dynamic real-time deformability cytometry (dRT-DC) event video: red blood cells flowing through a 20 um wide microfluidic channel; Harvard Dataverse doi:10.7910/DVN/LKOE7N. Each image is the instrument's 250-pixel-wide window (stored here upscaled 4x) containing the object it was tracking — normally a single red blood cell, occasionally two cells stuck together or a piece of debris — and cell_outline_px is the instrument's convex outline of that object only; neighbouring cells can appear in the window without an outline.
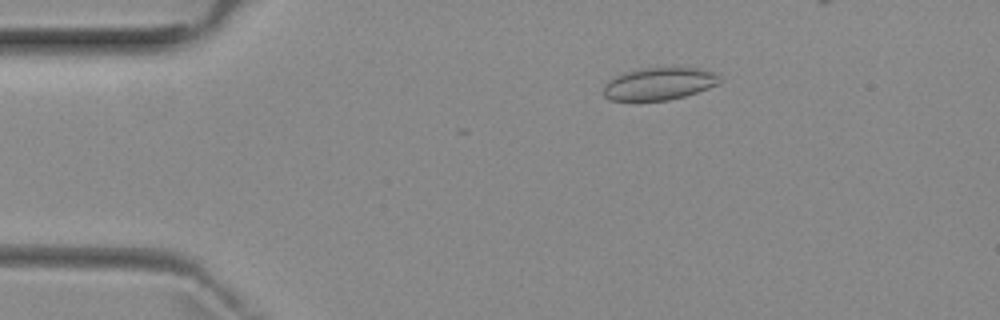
{"species": "common noctule bat (a hibernating species)", "species_latin": "Nyctalus noctula", "temperature_condition": "room temperature", "stored_images_in_passage": 8, "camera_frame_rate_fps": 3000, "um_per_image_px": 0.085, "animal": {"sex": "female", "body_mass_g": 29.2, "forearm_length_mm": 56.3}, "frame": {"image": 1, "passage_image": 3, "time_ms": 2.333, "image_size_px": [1000, 320], "cell_outline_px": [[720, 80], [716, 84], [708, 88], [684, 96], [668, 100], [608, 100], [604, 96], [604, 84], [608, 80], [624, 72], [644, 68], [700, 68], [712, 72], [720, 76]], "centroid_in_image_um": [55.99, 7.12], "position_along_channel_um": 29.0, "area_um2": 21.68}}
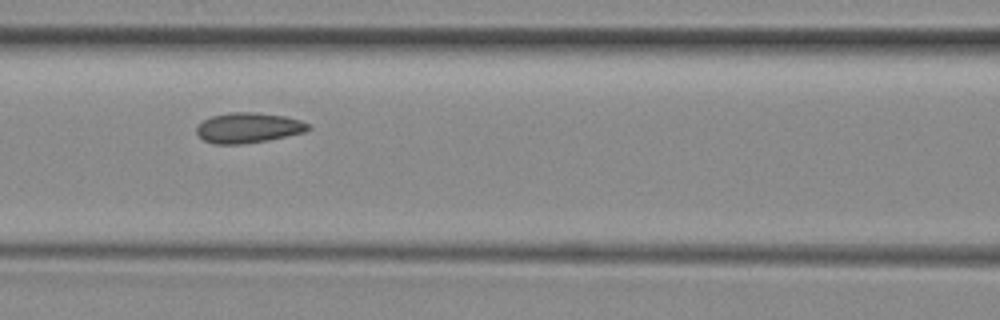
{"frame": {"image": 2, "passage_image": 6, "time_ms": 6.667, "image_size_px": [1000, 320], "cell_outline_px": [[312, 128], [304, 132], [268, 140], [240, 144], [212, 144], [204, 140], [196, 132], [196, 128], [204, 120], [212, 116], [228, 112], [256, 112], [284, 116], [300, 120], [308, 124]], "centroid_in_image_um": [21.1, 10.86], "position_along_channel_um": 145.5, "area_um2": 19.59}}
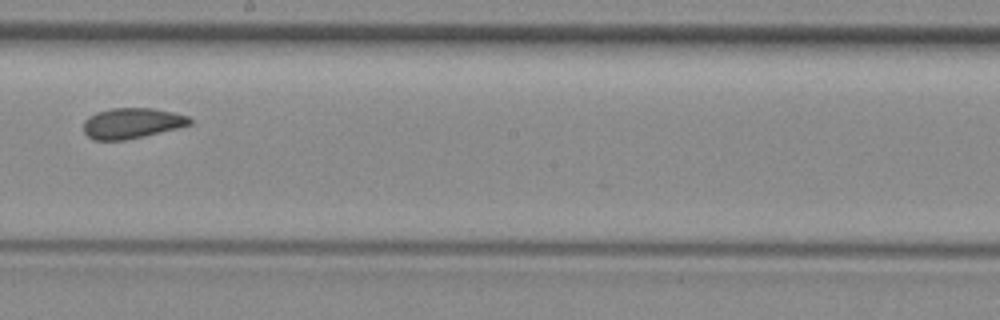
{"frame": {"image": 3, "passage_image": 8, "time_ms": 9.0, "image_size_px": [1000, 320], "cell_outline_px": [[192, 124], [144, 136], [124, 140], [92, 140], [84, 132], [84, 120], [88, 116], [96, 112], [112, 108], [152, 108], [172, 112], [188, 116], [192, 120]], "centroid_in_image_um": [11.18, 10.47], "position_along_channel_um": 237.0, "area_um2": 18.84}}